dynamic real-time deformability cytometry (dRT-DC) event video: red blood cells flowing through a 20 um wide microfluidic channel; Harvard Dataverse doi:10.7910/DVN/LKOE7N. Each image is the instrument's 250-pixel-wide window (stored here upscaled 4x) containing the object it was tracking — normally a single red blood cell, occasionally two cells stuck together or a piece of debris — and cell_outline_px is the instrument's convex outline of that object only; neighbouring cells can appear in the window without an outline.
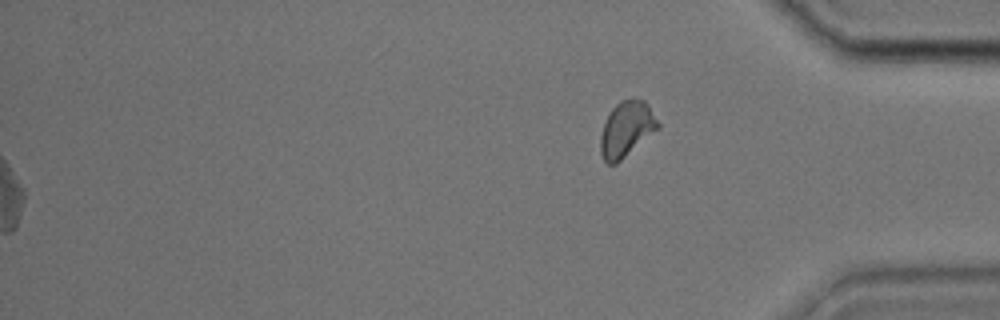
{"species": "common noctule bat (a hibernating species)", "species_latin": "Nyctalus noctula", "temperature_condition": "cold", "stored_images_in_passage": 44, "segment_of_instrument_passage": [2, 2], "camera_frame_rate_fps": 3000, "um_per_image_px": 0.085, "animal": {"sex": "male", "body_mass_g": 17.9, "forearm_length_mm": 54.2}, "frame": {"image": 1, "passage_image": 44, "time_ms": 14.333, "image_size_px": [1000, 320], "cell_outline_px": [[660, 128], [616, 164], [608, 164], [604, 160], [600, 152], [600, 136], [604, 124], [612, 108], [620, 100], [644, 100], [648, 104], [660, 124]], "centroid_in_image_um": [53.26, 10.99], "position_along_channel_um": 381.9, "area_um2": 18.44}}